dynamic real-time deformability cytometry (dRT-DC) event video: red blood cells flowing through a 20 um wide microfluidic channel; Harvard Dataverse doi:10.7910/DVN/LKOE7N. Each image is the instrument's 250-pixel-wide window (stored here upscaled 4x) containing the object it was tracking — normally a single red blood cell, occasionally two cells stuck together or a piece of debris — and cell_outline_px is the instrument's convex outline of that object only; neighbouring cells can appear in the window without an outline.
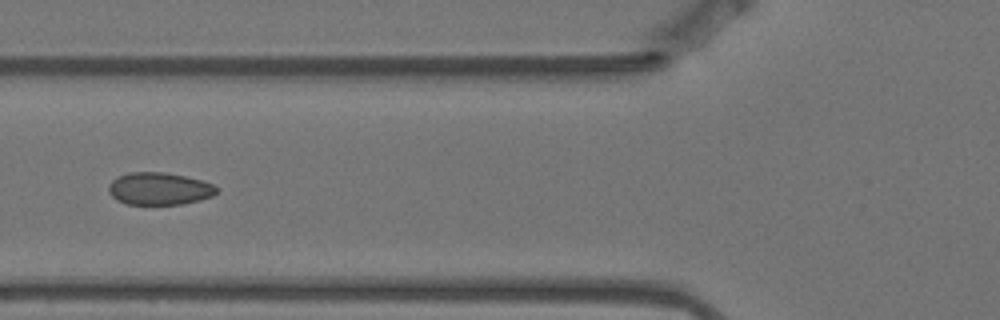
{"species": "Egyptian fruit bat (a non-hibernating species)", "species_latin": "Rousettus aegyptiacus", "temperature_condition": "warm", "stored_images_in_passage": 10, "camera_frame_rate_fps": 3000, "um_per_image_px": 0.085, "animal": {"sex": "female"}, "frame": {"image": 1, "passage_image": 5, "time_ms": 1.333, "image_size_px": [1000, 320], "cell_outline_px": [[220, 188], [212, 196], [200, 200], [180, 204], [124, 204], [116, 200], [108, 192], [108, 188], [112, 180], [116, 176], [128, 172], [164, 172], [184, 176], [200, 180], [212, 184]], "centroid_in_image_um": [13.5, 16.04], "position_along_channel_um": 112.3, "area_um2": 20.46}}
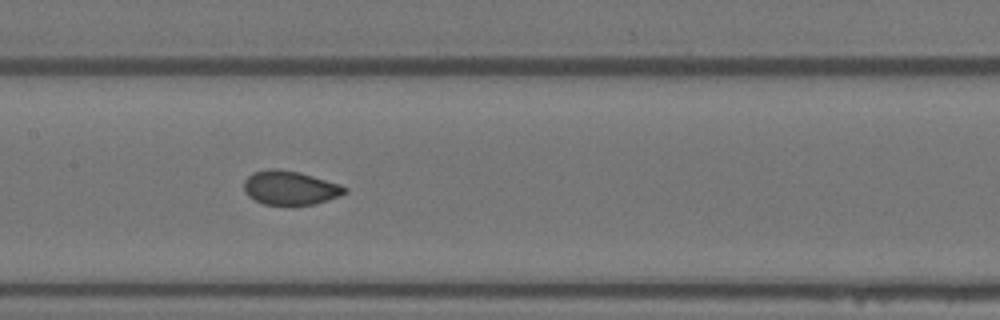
{"frame": {"image": 2, "passage_image": 7, "time_ms": 2.0, "image_size_px": [1000, 320], "cell_outline_px": [[348, 192], [340, 196], [312, 204], [292, 208], [264, 204], [248, 196], [244, 192], [244, 180], [252, 172], [268, 168], [276, 168], [296, 172], [312, 176], [340, 184], [348, 188]], "centroid_in_image_um": [24.64, 16.0], "position_along_channel_um": 182.8, "area_um2": 20.46}}
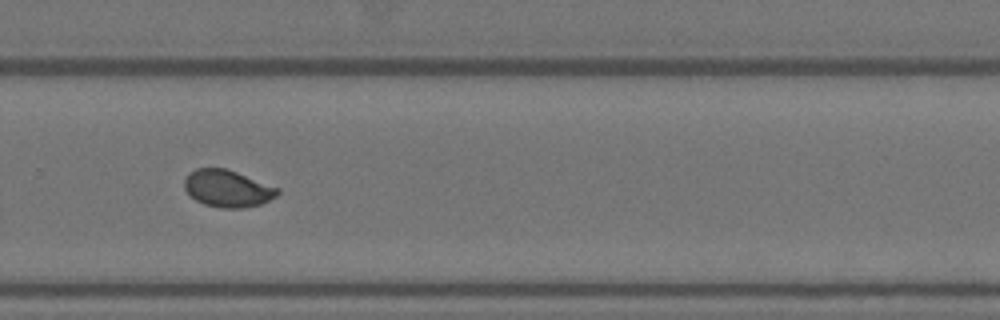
{"frame": {"image": 3, "passage_image": 10, "time_ms": 3.0, "image_size_px": [1000, 320], "cell_outline_px": [[280, 192], [276, 196], [260, 204], [244, 208], [220, 208], [204, 204], [196, 200], [184, 188], [184, 180], [188, 172], [196, 168], [224, 168], [236, 172], [280, 188]], "centroid_in_image_um": [19.33, 16.02], "position_along_channel_um": 310.5, "area_um2": 20.06}}